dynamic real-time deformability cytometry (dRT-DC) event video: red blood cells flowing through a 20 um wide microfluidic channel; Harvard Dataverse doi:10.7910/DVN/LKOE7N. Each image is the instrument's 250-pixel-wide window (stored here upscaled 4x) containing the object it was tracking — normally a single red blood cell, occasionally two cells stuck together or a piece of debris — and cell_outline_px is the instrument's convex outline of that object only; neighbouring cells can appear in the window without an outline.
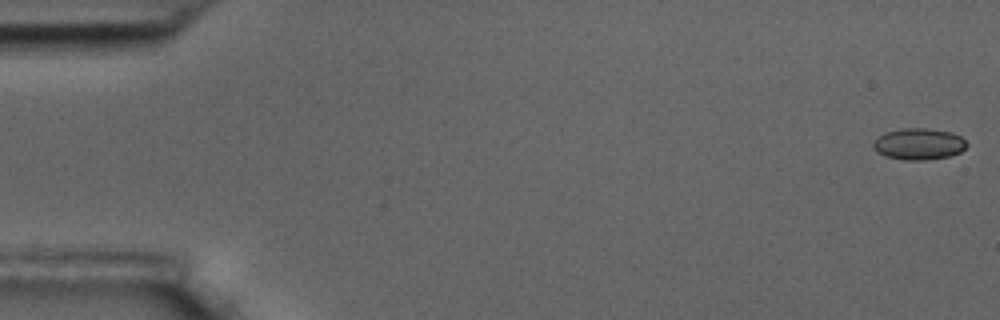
{"species": "common noctule bat (a hibernating species)", "species_latin": "Nyctalus noctula", "temperature_condition": "room temperature", "stored_images_in_passage": 58, "camera_frame_rate_fps": 3000, "um_per_image_px": 0.085, "animal": {"sex": "male", "body_mass_g": 17.5, "forearm_length_mm": 52.3}, "frame": {"image": 1, "passage_image": 1, "time_ms": 0.0, "image_size_px": [1000, 320], "cell_outline_px": [[968, 144], [960, 152], [948, 156], [924, 160], [904, 160], [884, 156], [876, 152], [872, 148], [872, 144], [876, 136], [884, 132], [904, 128], [928, 128], [952, 132], [960, 136]], "centroid_in_image_um": [78.04, 12.23], "position_along_channel_um": 7.0, "area_um2": 17.34}}
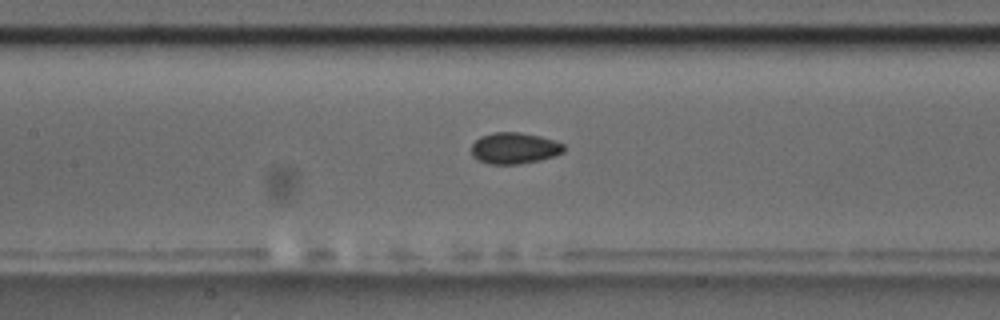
{"frame": {"image": 2, "passage_image": 27, "time_ms": 8.667, "image_size_px": [1000, 320], "cell_outline_px": [[564, 152], [540, 160], [516, 164], [488, 164], [472, 156], [472, 144], [480, 136], [492, 132], [520, 132], [540, 136], [564, 144]], "centroid_in_image_um": [43.7, 12.58], "position_along_channel_um": 163.7, "area_um2": 16.76}}
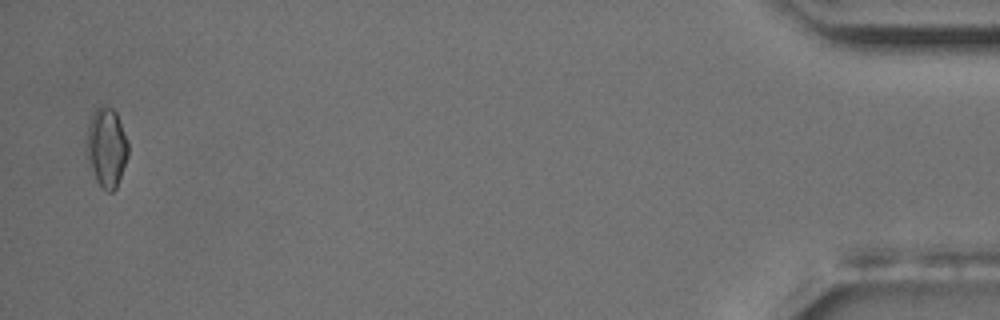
{"frame": {"image": 3, "passage_image": 57, "time_ms": 18.667, "image_size_px": [1000, 320], "cell_outline_px": [[128, 156], [116, 188], [112, 192], [108, 192], [100, 188], [96, 180], [88, 156], [88, 124], [92, 112], [100, 104], [104, 104], [112, 108], [116, 112], [128, 140]], "centroid_in_image_um": [9.09, 12.5], "position_along_channel_um": 426.1, "area_um2": 19.07}, "authors_computed_cell_mechanics": {"area_um2": 16.7042, "velocity_mm_per_s": 3.5021, "shape_relaxation_time_tau1_ms": null, "shape_relaxation_time_tau2_ms": 3.649, "deformation_change_tau1": null, "deformation_change_tau2": 0.0298}}